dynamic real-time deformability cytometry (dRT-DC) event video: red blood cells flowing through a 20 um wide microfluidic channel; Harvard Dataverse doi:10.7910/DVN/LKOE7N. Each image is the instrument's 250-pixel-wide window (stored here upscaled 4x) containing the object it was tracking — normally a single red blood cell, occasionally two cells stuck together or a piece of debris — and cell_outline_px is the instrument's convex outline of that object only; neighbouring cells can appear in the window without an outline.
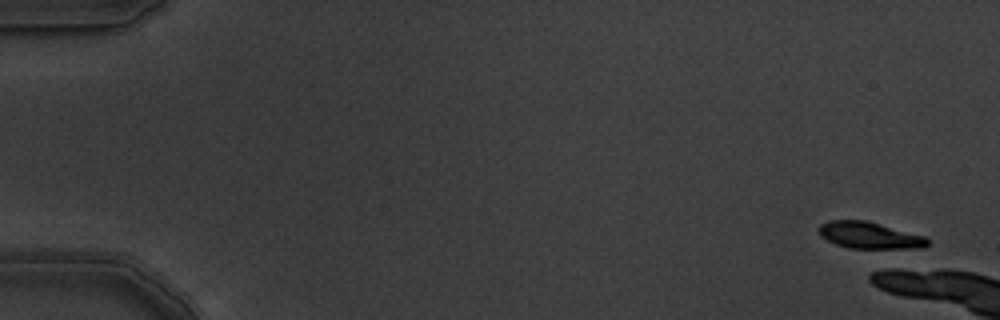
{"species": "common noctule bat (a hibernating species)", "species_latin": "Nyctalus noctula", "temperature_condition": "warm", "stored_images_in_passage": 7, "camera_frame_rate_fps": 3000, "um_per_image_px": 0.085, "animal": {"sex": "male", "body_mass_g": 19.5, "forearm_length_mm": 54.6}, "frame": {"image": 1, "passage_image": 1, "time_ms": 0.0, "image_size_px": [1000, 320], "cell_outline_px": [[928, 244], [924, 248], [896, 252], [884, 252], [848, 248], [836, 244], [820, 236], [820, 224], [828, 220], [868, 220], [924, 236], [928, 240]], "centroid_in_image_um": [74.01, 20.08], "position_along_channel_um": 11.0, "area_um2": 18.09}}